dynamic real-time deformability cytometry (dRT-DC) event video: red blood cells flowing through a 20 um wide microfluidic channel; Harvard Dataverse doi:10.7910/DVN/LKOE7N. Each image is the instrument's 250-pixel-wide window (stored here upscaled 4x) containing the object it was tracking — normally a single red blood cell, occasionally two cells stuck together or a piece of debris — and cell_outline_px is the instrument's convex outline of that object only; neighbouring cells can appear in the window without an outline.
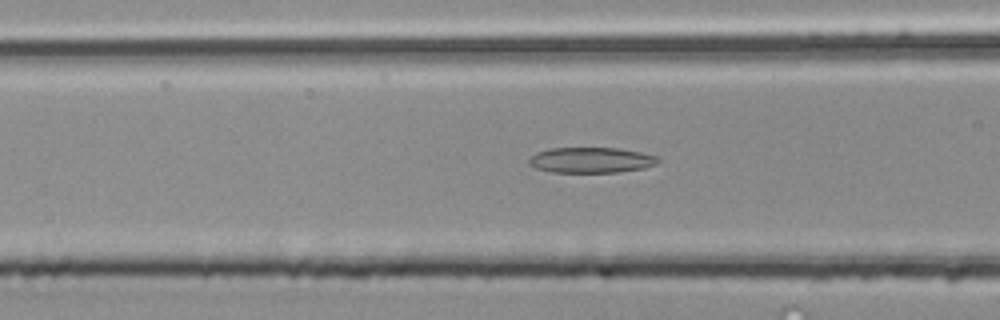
{"species": "common noctule bat (a hibernating species)", "species_latin": "Nyctalus noctula", "temperature_condition": "room temperature", "stored_images_in_passage": 42, "camera_frame_rate_fps": 3000, "um_per_image_px": 0.085, "animal": {"sex": "male", "body_mass_g": 20.4}, "frame": {"image": 1, "passage_image": 11, "time_ms": 3.333, "image_size_px": [1000, 320], "cell_outline_px": [[660, 160], [656, 164], [644, 168], [616, 172], [552, 172], [536, 168], [528, 164], [528, 160], [536, 152], [552, 148], [620, 148], [640, 152], [656, 156]], "centroid_in_image_um": [50.23, 13.6], "position_along_channel_um": 116.4, "area_um2": 19.13}}
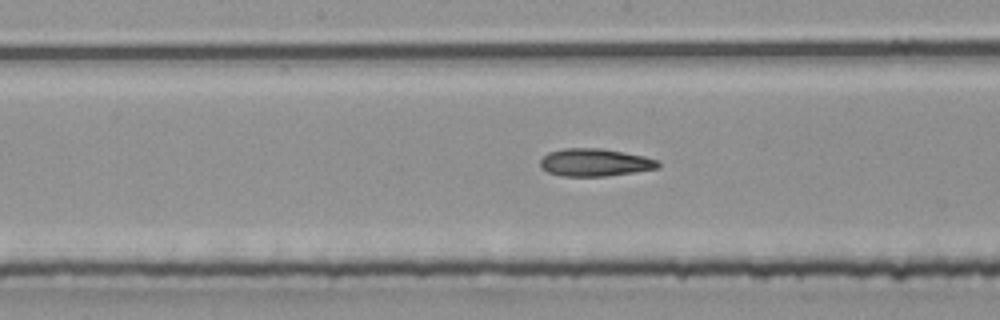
{"frame": {"image": 2, "passage_image": 17, "time_ms": 5.333, "image_size_px": [1000, 320], "cell_outline_px": [[660, 168], [608, 176], [560, 176], [548, 172], [540, 168], [540, 160], [548, 152], [564, 148], [600, 148], [624, 152], [644, 156], [660, 160]], "centroid_in_image_um": [50.58, 13.81], "position_along_channel_um": 197.6, "area_um2": 19.19}}
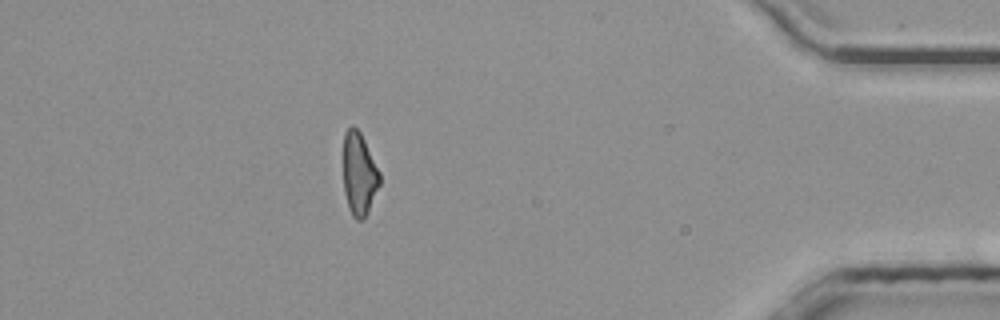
{"frame": {"image": 3, "passage_image": 36, "time_ms": 11.667, "image_size_px": [1000, 320], "cell_outline_px": [[380, 184], [368, 212], [360, 220], [356, 220], [352, 216], [348, 208], [344, 192], [344, 132], [352, 124], [360, 132], [380, 172]], "centroid_in_image_um": [30.52, 14.8], "position_along_channel_um": 404.7, "area_um2": 17.46}, "authors_computed_cell_mechanics": {"area_um2": 18.785, "velocity_mm_per_s": 4.0437, "shape_relaxation_time_tau1_ms": null, "shape_relaxation_time_tau2_ms": 4.1238, "deformation_change_tau1": null, "deformation_change_tau2": 0.1287}}